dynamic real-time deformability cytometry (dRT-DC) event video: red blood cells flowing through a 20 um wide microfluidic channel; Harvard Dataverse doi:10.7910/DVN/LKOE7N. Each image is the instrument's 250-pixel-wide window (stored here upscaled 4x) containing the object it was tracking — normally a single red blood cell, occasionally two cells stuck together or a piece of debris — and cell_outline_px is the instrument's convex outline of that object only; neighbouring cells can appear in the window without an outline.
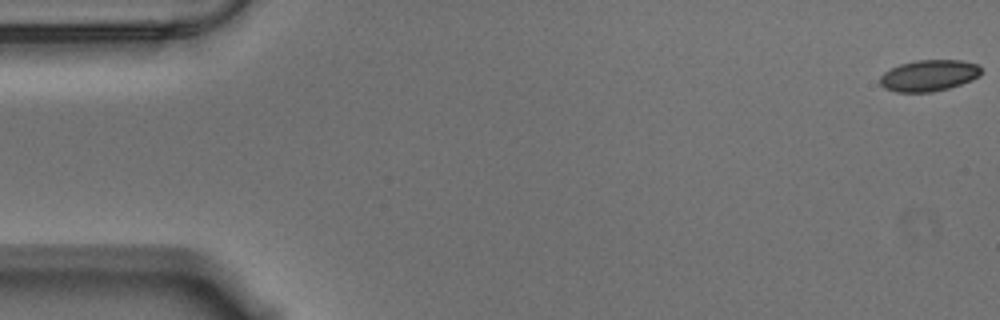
{"species": "Egyptian fruit bat (a non-hibernating species)", "species_latin": "Rousettus aegyptiacus", "temperature_condition": "warm", "stored_images_in_passage": 57, "camera_frame_rate_fps": 3000, "um_per_image_px": 0.085, "animal": {"sex": "male"}, "frame": {"image": 1, "passage_image": 1, "time_ms": 0.0, "image_size_px": [1000, 320], "cell_outline_px": [[980, 76], [972, 80], [948, 88], [932, 92], [896, 92], [884, 88], [880, 84], [880, 76], [884, 72], [900, 64], [916, 60], [960, 60], [976, 64], [980, 68]], "centroid_in_image_um": [78.93, 6.42], "position_along_channel_um": 6.1, "area_um2": 18.38}}
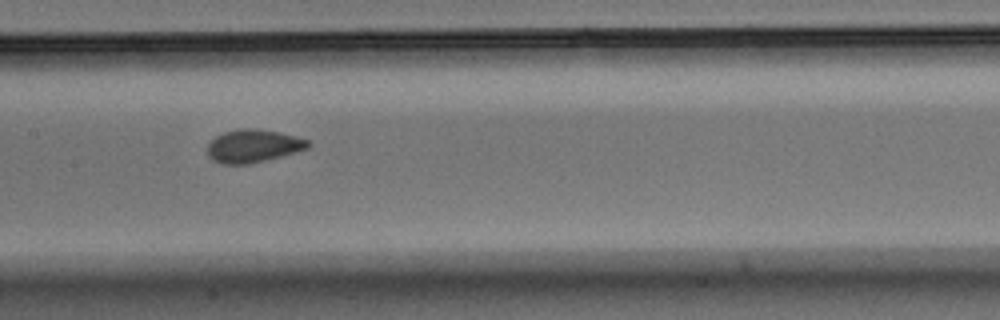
{"frame": {"image": 2, "passage_image": 28, "time_ms": 9.0, "image_size_px": [1000, 320], "cell_outline_px": [[312, 144], [308, 148], [296, 152], [248, 164], [220, 164], [212, 160], [208, 156], [208, 144], [216, 136], [224, 132], [244, 128], [256, 128], [296, 136], [308, 140]], "centroid_in_image_um": [21.51, 12.41], "position_along_channel_um": 185.9, "area_um2": 19.19}}
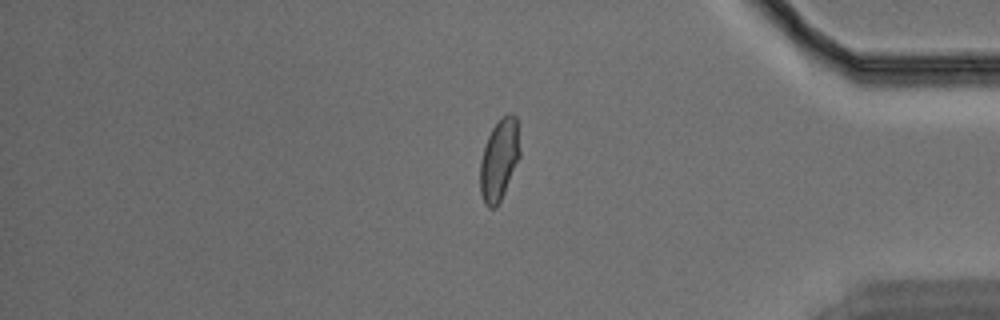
{"frame": {"image": 3, "passage_image": 48, "time_ms": 15.667, "image_size_px": [1000, 320], "cell_outline_px": [[520, 156], [504, 192], [496, 208], [488, 208], [484, 204], [480, 192], [480, 160], [488, 136], [492, 128], [508, 112], [512, 112], [516, 116], [520, 152]], "centroid_in_image_um": [42.42, 13.59], "position_along_channel_um": 392.8, "area_um2": 18.73}, "authors_computed_cell_mechanics": {"area_um2": 19.0162, "velocity_mm_per_s": 3.5259, "shape_relaxation_time_tau1_ms": 7.9044, "shape_relaxation_time_tau2_ms": null, "deformation_change_tau1": 0.1581, "deformation_change_tau2": null}}